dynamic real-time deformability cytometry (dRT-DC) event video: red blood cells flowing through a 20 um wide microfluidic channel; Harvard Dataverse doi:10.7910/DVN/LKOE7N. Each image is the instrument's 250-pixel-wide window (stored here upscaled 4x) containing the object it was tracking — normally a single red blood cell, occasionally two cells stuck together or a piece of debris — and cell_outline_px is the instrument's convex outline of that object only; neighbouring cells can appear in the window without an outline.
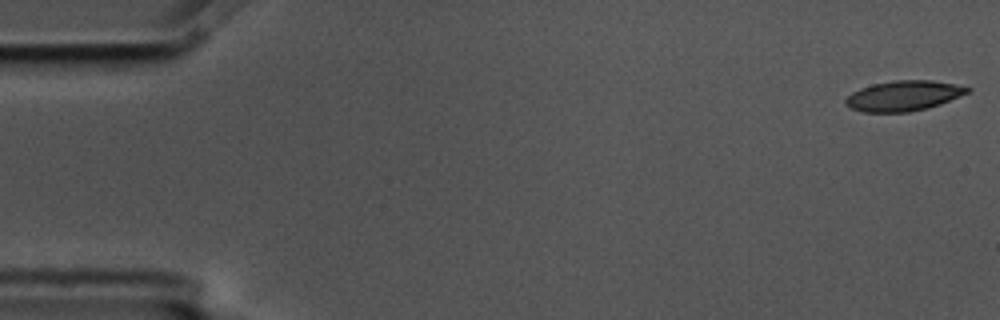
{"species": "common noctule bat (a hibernating species)", "species_latin": "Nyctalus noctula", "temperature_condition": "cold", "stored_images_in_passage": 5, "camera_frame_rate_fps": 3000, "um_per_image_px": 0.085, "animal": {"sex": "male", "body_mass_g": 17.5, "forearm_length_mm": 52.3}, "frame": {"image": 1, "passage_image": 5, "time_ms": 1.333, "image_size_px": [1000, 320], "cell_outline_px": [[972, 88], [968, 92], [940, 104], [928, 108], [908, 112], [864, 112], [852, 108], [844, 104], [844, 100], [852, 92], [860, 88], [872, 84], [896, 80], [932, 80]], "centroid_in_image_um": [76.77, 8.14], "position_along_channel_um": 8.2, "area_um2": 21.27}}